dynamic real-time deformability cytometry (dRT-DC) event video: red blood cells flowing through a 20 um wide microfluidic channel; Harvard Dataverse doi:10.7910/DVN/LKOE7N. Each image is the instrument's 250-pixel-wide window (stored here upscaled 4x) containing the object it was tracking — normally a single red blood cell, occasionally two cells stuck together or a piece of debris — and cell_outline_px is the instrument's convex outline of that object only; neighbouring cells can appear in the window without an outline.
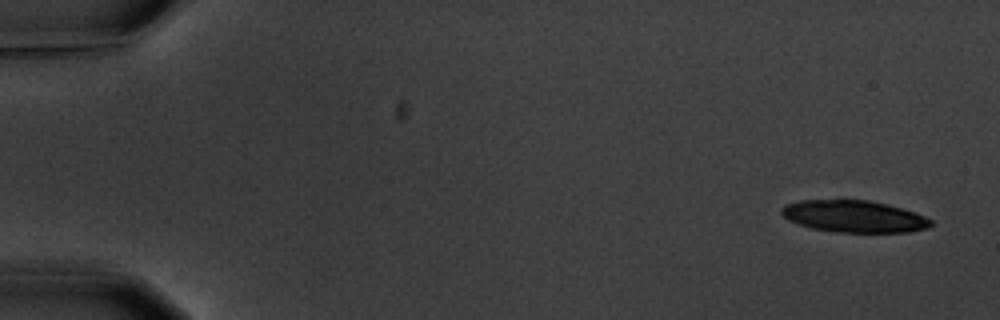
{"species": "common noctule bat (a hibernating species)", "species_latin": "Nyctalus noctula", "temperature_condition": "warm", "stored_images_in_passage": 4, "camera_frame_rate_fps": 3000, "um_per_image_px": 0.085, "animal": {"sex": "male", "body_mass_g": 20.1, "forearm_length_mm": 53.5}, "frame": {"image": 1, "passage_image": 1, "time_ms": 0.0, "image_size_px": [1000, 320], "cell_outline_px": [[932, 224], [928, 228], [908, 232], [836, 232], [812, 228], [796, 224], [788, 220], [780, 212], [780, 208], [784, 204], [800, 200], [868, 200], [888, 204], [924, 216], [932, 220]], "centroid_in_image_um": [72.54, 18.39], "position_along_channel_um": 12.5, "area_um2": 27.8}}